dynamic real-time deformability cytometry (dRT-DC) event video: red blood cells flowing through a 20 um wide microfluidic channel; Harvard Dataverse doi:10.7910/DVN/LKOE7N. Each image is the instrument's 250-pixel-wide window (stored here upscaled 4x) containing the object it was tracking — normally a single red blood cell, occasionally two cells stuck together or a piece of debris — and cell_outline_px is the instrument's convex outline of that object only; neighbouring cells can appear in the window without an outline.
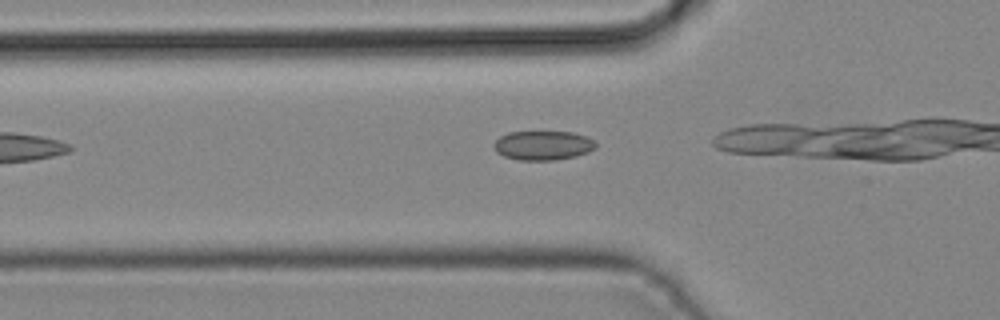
{"species": "common noctule bat (a hibernating species)", "species_latin": "Nyctalus noctula", "temperature_condition": "cold", "stored_images_in_passage": 9, "segment_of_instrument_passage": [1, 2], "camera_frame_rate_fps": 3000, "um_per_image_px": 0.085, "animal": {"sex": "male", "body_mass_g": 19.2, "forearm_length_mm": 51.8}, "frame": {"image": 1, "passage_image": 3, "time_ms": 0.667, "image_size_px": [1000, 320], "cell_outline_px": [[596, 148], [588, 152], [576, 156], [556, 160], [520, 160], [504, 156], [496, 152], [492, 144], [500, 136], [508, 132], [572, 132], [588, 136], [596, 140]], "centroid_in_image_um": [46.18, 12.36], "position_along_channel_um": 79.6, "area_um2": 17.57}}
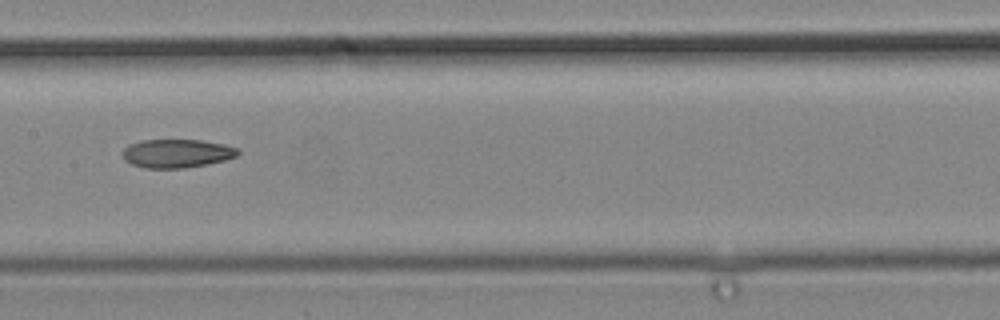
{"frame": {"image": 2, "passage_image": 7, "time_ms": 2.0, "image_size_px": [1000, 320], "cell_outline_px": [[240, 152], [236, 156], [224, 160], [208, 164], [184, 168], [148, 168], [132, 164], [124, 160], [120, 152], [128, 144], [140, 140], [200, 140], [224, 144], [236, 148]], "centroid_in_image_um": [14.98, 13.03], "position_along_channel_um": 192.4, "area_um2": 19.25}}
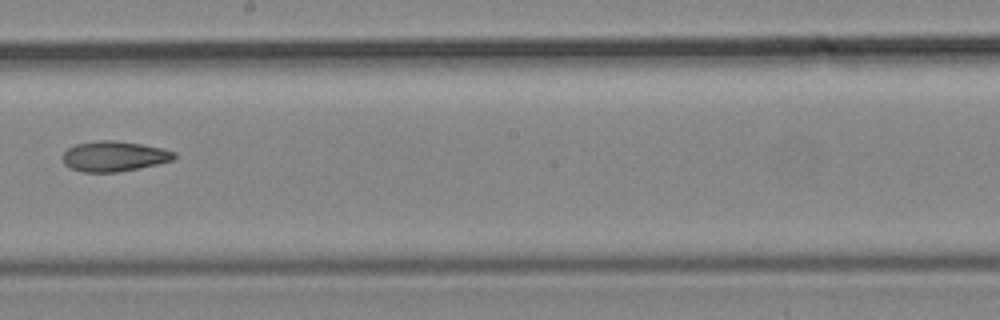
{"frame": {"image": 3, "passage_image": 8, "time_ms": 2.333, "image_size_px": [1000, 320], "cell_outline_px": [[176, 156], [172, 160], [156, 164], [116, 172], [84, 172], [72, 168], [64, 164], [64, 152], [68, 148], [76, 144], [100, 140], [112, 140], [140, 144], [160, 148], [176, 152]], "centroid_in_image_um": [9.69, 13.28], "position_along_channel_um": 238.5, "area_um2": 19.25}}